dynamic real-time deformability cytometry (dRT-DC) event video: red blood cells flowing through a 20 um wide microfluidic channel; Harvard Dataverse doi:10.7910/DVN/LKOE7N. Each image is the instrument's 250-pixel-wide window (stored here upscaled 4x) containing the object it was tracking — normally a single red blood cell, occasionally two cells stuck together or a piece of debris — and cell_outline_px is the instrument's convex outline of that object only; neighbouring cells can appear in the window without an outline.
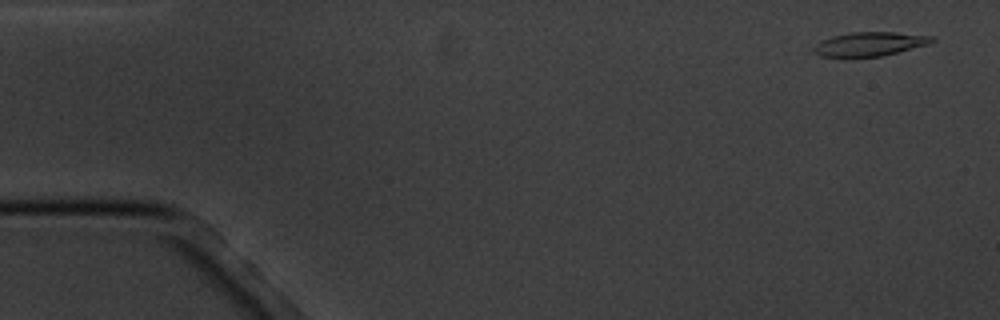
{"species": "common noctule bat (a hibernating species)", "species_latin": "Nyctalus noctula", "temperature_condition": "cold", "stored_images_in_passage": 5, "camera_frame_rate_fps": 3000, "um_per_image_px": 0.085, "animal": {"sex": "male", "body_mass_g": 20.1, "forearm_length_mm": 53.5}, "frame": {"image": 1, "passage_image": 1, "time_ms": 0.0, "image_size_px": [1000, 320], "cell_outline_px": [[936, 40], [928, 44], [880, 56], [820, 56], [812, 52], [812, 48], [820, 40], [832, 36], [852, 32], [896, 32], [936, 36]], "centroid_in_image_um": [73.92, 3.72], "position_along_channel_um": 11.1, "area_um2": 16.42}}
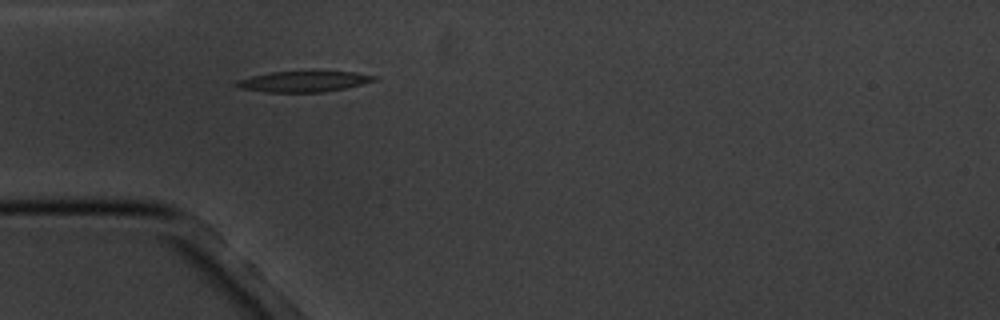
{"frame": {"image": 2, "passage_image": 5, "time_ms": 4.667, "image_size_px": [1000, 320], "cell_outline_px": [[380, 76], [376, 80], [344, 88], [324, 92], [268, 92], [240, 88], [232, 84], [236, 80], [252, 76], [272, 72], [356, 72]], "centroid_in_image_um": [25.8, 6.93], "position_along_channel_um": 59.2, "area_um2": 16.47}}